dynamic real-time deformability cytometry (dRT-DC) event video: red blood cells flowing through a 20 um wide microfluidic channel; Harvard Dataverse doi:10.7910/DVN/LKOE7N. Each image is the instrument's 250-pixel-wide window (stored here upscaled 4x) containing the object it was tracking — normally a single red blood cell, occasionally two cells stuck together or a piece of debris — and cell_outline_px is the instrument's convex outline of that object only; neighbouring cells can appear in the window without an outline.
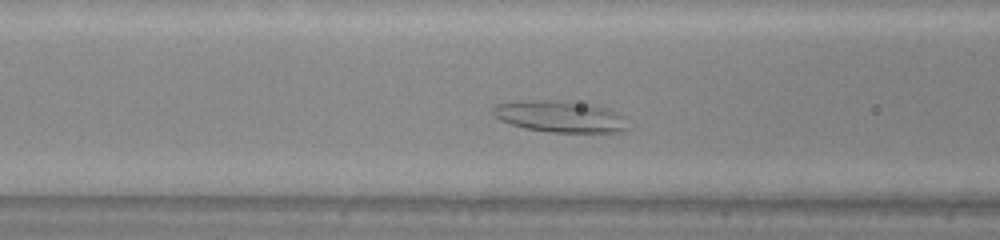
{"species": "common noctule bat (a hibernating species)", "species_latin": "Nyctalus noctula", "temperature_condition": "warm", "stored_images_in_passage": 49, "camera_frame_rate_fps": 3000, "um_per_image_px": 0.085, "animal": {"sex": "male", "body_mass_g": 20.0, "forearm_length_mm": 53.3}, "frame": {"image": 1, "passage_image": 24, "time_ms": 7.667, "image_size_px": [1000, 240], "cell_outline_px": [[628, 128], [624, 132], [552, 132], [524, 128], [500, 120], [492, 112], [492, 108], [496, 104], [516, 100], [552, 100], [592, 104], [608, 108], [624, 116]], "centroid_in_image_um": [47.61, 9.89], "position_along_channel_um": 119.0, "area_um2": 24.91}}
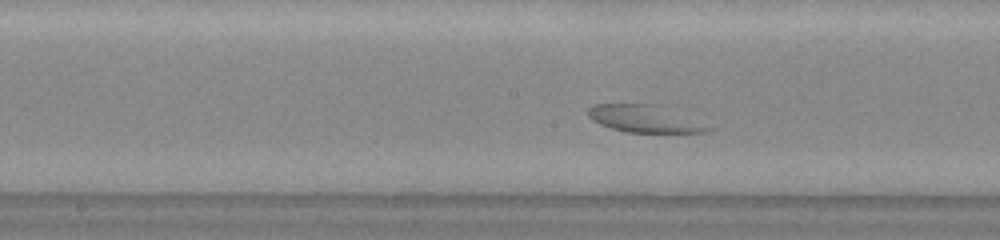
{"frame": {"image": 2, "passage_image": 30, "time_ms": 9.667, "image_size_px": [1000, 240], "cell_outline_px": [[716, 128], [708, 132], [624, 132], [600, 124], [592, 120], [588, 116], [588, 108], [592, 104], [652, 104]], "centroid_in_image_um": [54.72, 10.11], "position_along_channel_um": 193.5, "area_um2": 18.5}}
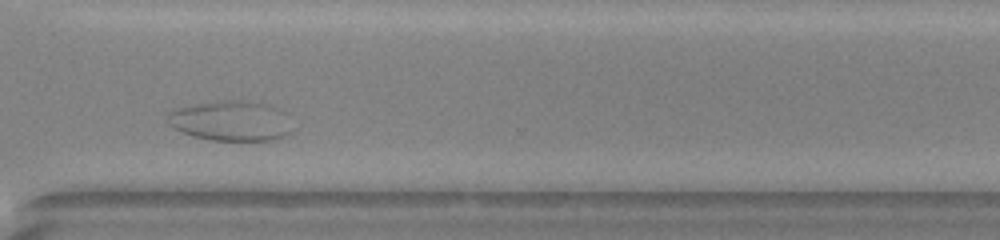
{"frame": {"image": 3, "passage_image": 43, "time_ms": 14.0, "image_size_px": [1000, 240], "cell_outline_px": [[288, 132], [284, 136], [272, 140], [212, 140], [192, 136], [176, 128], [168, 120], [168, 112], [176, 108], [224, 100], [240, 100], [268, 104], [280, 108], [284, 112]], "centroid_in_image_um": [19.61, 10.26], "position_along_channel_um": 351.0, "area_um2": 28.38}}